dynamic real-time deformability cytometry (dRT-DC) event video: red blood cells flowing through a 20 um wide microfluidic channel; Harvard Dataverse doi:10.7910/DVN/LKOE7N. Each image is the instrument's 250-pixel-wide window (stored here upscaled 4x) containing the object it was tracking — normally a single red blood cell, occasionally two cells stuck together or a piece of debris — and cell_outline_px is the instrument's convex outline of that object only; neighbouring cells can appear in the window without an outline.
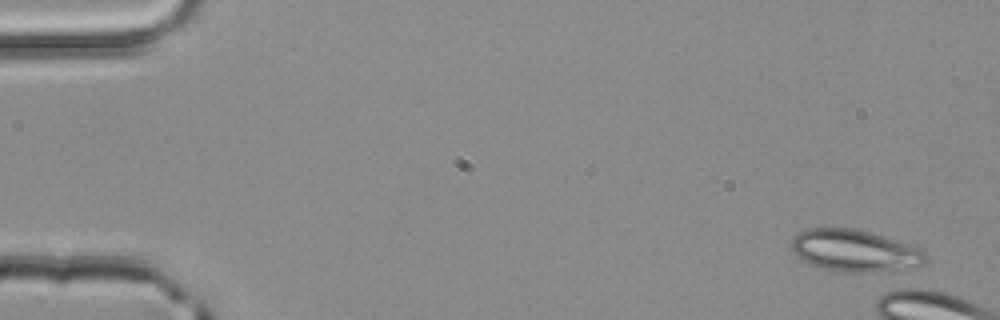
{"species": "common noctule bat (a hibernating species)", "species_latin": "Nyctalus noctula", "temperature_condition": "room temperature", "stored_images_in_passage": 7, "camera_frame_rate_fps": 3000, "um_per_image_px": 0.085, "animal": {"sex": "male", "body_mass_g": 20.4}, "frame": {"image": 1, "passage_image": 1, "time_ms": 0.0, "image_size_px": [1000, 320], "cell_outline_px": [[928, 260], [924, 264], [896, 268], [860, 272], [844, 272], [824, 268], [812, 264], [804, 260], [792, 248], [792, 240], [800, 232], [808, 228], [852, 228], [868, 232], [920, 248], [924, 252]], "centroid_in_image_um": [72.64, 21.28], "position_along_channel_um": 12.4, "area_um2": 31.5}}